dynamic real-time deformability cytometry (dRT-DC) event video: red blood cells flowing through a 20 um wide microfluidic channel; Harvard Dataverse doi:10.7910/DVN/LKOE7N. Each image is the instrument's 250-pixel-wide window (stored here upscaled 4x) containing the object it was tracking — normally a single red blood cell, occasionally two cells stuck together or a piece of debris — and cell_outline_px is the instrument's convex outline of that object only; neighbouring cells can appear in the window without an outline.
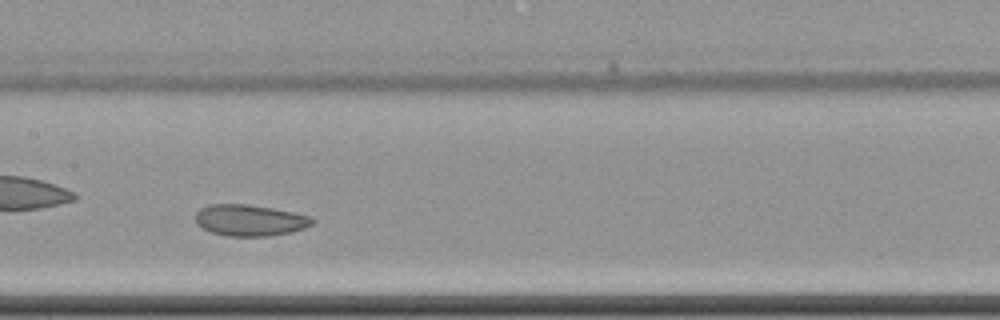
{"species": "common noctule bat (a hibernating species)", "species_latin": "Nyctalus noctula", "temperature_condition": "cold", "stored_images_in_passage": 40, "camera_frame_rate_fps": 3000, "um_per_image_px": 0.085, "animal": {"sex": "female", "body_mass_g": 22.7, "forearm_length_mm": 54.2}, "frame": {"image": 1, "passage_image": 18, "time_ms": 5.667, "image_size_px": [1000, 320], "cell_outline_px": [[316, 220], [312, 224], [304, 228], [292, 232], [268, 236], [228, 236], [212, 232], [196, 224], [196, 212], [200, 208], [212, 204], [248, 204], [272, 208], [292, 212], [308, 216]], "centroid_in_image_um": [21.23, 18.72], "position_along_channel_um": 186.2, "area_um2": 21.21}}
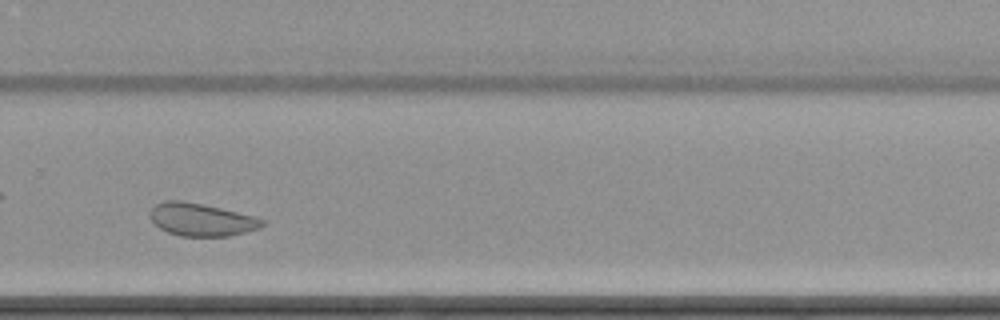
{"frame": {"image": 2, "passage_image": 29, "time_ms": 9.333, "image_size_px": [1000, 320], "cell_outline_px": [[264, 224], [260, 228], [228, 236], [180, 236], [168, 232], [160, 228], [148, 216], [148, 212], [156, 204], [164, 200], [180, 200], [204, 204], [256, 216], [264, 220]], "centroid_in_image_um": [17.1, 18.65], "position_along_channel_um": 312.7, "area_um2": 21.5}}